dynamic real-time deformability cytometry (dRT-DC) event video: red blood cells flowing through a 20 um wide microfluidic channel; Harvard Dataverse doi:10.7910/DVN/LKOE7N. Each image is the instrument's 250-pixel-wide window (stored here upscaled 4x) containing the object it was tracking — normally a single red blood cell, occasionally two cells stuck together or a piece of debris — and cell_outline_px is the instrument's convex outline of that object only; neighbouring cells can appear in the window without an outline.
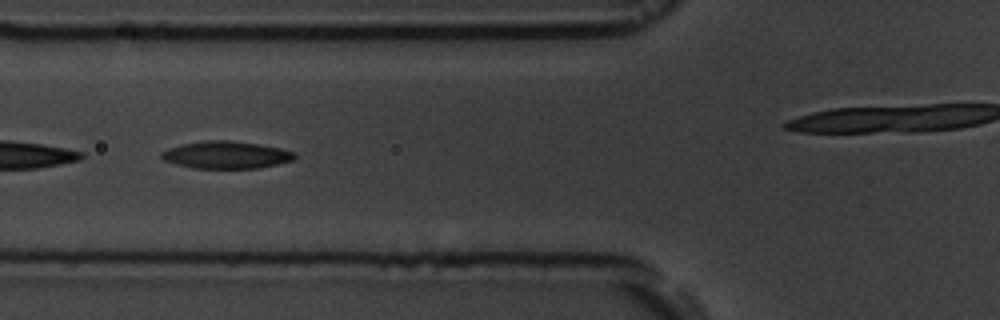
{"species": "common noctule bat (a hibernating species)", "species_latin": "Nyctalus noctula", "temperature_condition": "room temperature", "stored_images_in_passage": 12, "camera_frame_rate_fps": 3000, "um_per_image_px": 0.085, "animal": {"sex": "male", "body_mass_g": 19.5, "forearm_length_mm": 54.6}, "frame": {"image": 1, "passage_image": 6, "time_ms": 5.667, "image_size_px": [1000, 320], "cell_outline_px": [[296, 156], [292, 160], [260, 168], [192, 168], [176, 164], [164, 160], [160, 156], [160, 152], [168, 148], [180, 144], [204, 140], [228, 140], [256, 144], [280, 148], [292, 152]], "centroid_in_image_um": [19.15, 13.16], "position_along_channel_um": 106.6, "area_um2": 21.1}}